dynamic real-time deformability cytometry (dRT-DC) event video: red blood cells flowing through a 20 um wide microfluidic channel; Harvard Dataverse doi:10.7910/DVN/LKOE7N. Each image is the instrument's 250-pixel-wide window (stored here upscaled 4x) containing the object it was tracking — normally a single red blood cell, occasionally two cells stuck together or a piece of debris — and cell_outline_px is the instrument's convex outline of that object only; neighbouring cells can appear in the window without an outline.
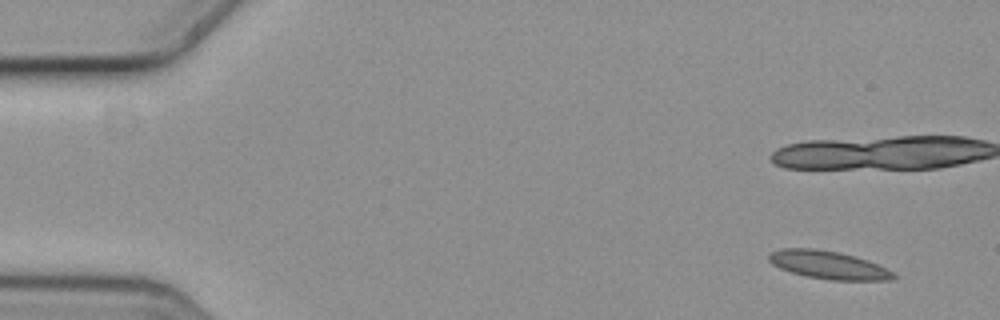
{"species": "common noctule bat (a hibernating species)", "species_latin": "Nyctalus noctula", "temperature_condition": "cold", "stored_images_in_passage": 4, "camera_frame_rate_fps": 3000, "um_per_image_px": 0.085, "animal": {"sex": "female", "body_mass_g": 19.3, "forearm_length_mm": 54.1}, "frame": {"image": 1, "passage_image": 1, "time_ms": 0.0, "image_size_px": [1000, 320], "cell_outline_px": [[900, 276], [892, 280], [828, 280], [804, 276], [780, 268], [772, 264], [768, 260], [768, 252], [780, 248], [812, 248], [840, 252], [856, 256], [868, 260]], "centroid_in_image_um": [70.39, 22.52], "position_along_channel_um": 14.6, "area_um2": 20.58}}